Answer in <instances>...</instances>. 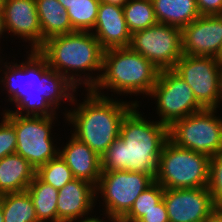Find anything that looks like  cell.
I'll return each mask as SVG.
<instances>
[{"mask_svg": "<svg viewBox=\"0 0 222 222\" xmlns=\"http://www.w3.org/2000/svg\"><path fill=\"white\" fill-rule=\"evenodd\" d=\"M59 156L66 162L74 178L97 185L101 176V157L72 134L64 147L59 148Z\"/></svg>", "mask_w": 222, "mask_h": 222, "instance_id": "cell-18", "label": "cell"}, {"mask_svg": "<svg viewBox=\"0 0 222 222\" xmlns=\"http://www.w3.org/2000/svg\"><path fill=\"white\" fill-rule=\"evenodd\" d=\"M0 207L4 222H39L27 191L3 194Z\"/></svg>", "mask_w": 222, "mask_h": 222, "instance_id": "cell-23", "label": "cell"}, {"mask_svg": "<svg viewBox=\"0 0 222 222\" xmlns=\"http://www.w3.org/2000/svg\"><path fill=\"white\" fill-rule=\"evenodd\" d=\"M216 108L203 109L173 123L168 138L175 145L209 157L222 152V117Z\"/></svg>", "mask_w": 222, "mask_h": 222, "instance_id": "cell-9", "label": "cell"}, {"mask_svg": "<svg viewBox=\"0 0 222 222\" xmlns=\"http://www.w3.org/2000/svg\"><path fill=\"white\" fill-rule=\"evenodd\" d=\"M35 175L42 182L51 185L57 190L62 189L68 182L75 179L72 171L59 155L38 167Z\"/></svg>", "mask_w": 222, "mask_h": 222, "instance_id": "cell-26", "label": "cell"}, {"mask_svg": "<svg viewBox=\"0 0 222 222\" xmlns=\"http://www.w3.org/2000/svg\"><path fill=\"white\" fill-rule=\"evenodd\" d=\"M169 222H205L215 209L207 187L164 189Z\"/></svg>", "mask_w": 222, "mask_h": 222, "instance_id": "cell-13", "label": "cell"}, {"mask_svg": "<svg viewBox=\"0 0 222 222\" xmlns=\"http://www.w3.org/2000/svg\"><path fill=\"white\" fill-rule=\"evenodd\" d=\"M210 157L179 147L169 139L159 157L155 181L164 189L207 187Z\"/></svg>", "mask_w": 222, "mask_h": 222, "instance_id": "cell-6", "label": "cell"}, {"mask_svg": "<svg viewBox=\"0 0 222 222\" xmlns=\"http://www.w3.org/2000/svg\"><path fill=\"white\" fill-rule=\"evenodd\" d=\"M2 197H3V194L0 193V205H1Z\"/></svg>", "mask_w": 222, "mask_h": 222, "instance_id": "cell-42", "label": "cell"}, {"mask_svg": "<svg viewBox=\"0 0 222 222\" xmlns=\"http://www.w3.org/2000/svg\"><path fill=\"white\" fill-rule=\"evenodd\" d=\"M86 92L82 103H76L78 99L74 96L71 105L77 107H71V110L67 109L65 113H61L64 114L66 122L73 125V130L70 131L73 133L70 134L101 157L119 137L125 115L135 105L140 104L137 100L127 102L110 98L107 93L104 94L106 91L102 95H98L92 90H86Z\"/></svg>", "mask_w": 222, "mask_h": 222, "instance_id": "cell-3", "label": "cell"}, {"mask_svg": "<svg viewBox=\"0 0 222 222\" xmlns=\"http://www.w3.org/2000/svg\"><path fill=\"white\" fill-rule=\"evenodd\" d=\"M205 222H222V208H215Z\"/></svg>", "mask_w": 222, "mask_h": 222, "instance_id": "cell-32", "label": "cell"}, {"mask_svg": "<svg viewBox=\"0 0 222 222\" xmlns=\"http://www.w3.org/2000/svg\"><path fill=\"white\" fill-rule=\"evenodd\" d=\"M119 222H139V221H133V220H120Z\"/></svg>", "mask_w": 222, "mask_h": 222, "instance_id": "cell-41", "label": "cell"}, {"mask_svg": "<svg viewBox=\"0 0 222 222\" xmlns=\"http://www.w3.org/2000/svg\"><path fill=\"white\" fill-rule=\"evenodd\" d=\"M123 14L131 34L158 23L151 0H129L123 6Z\"/></svg>", "mask_w": 222, "mask_h": 222, "instance_id": "cell-24", "label": "cell"}, {"mask_svg": "<svg viewBox=\"0 0 222 222\" xmlns=\"http://www.w3.org/2000/svg\"><path fill=\"white\" fill-rule=\"evenodd\" d=\"M2 11L6 32L21 37L31 51H37L42 46V30L36 0H4Z\"/></svg>", "mask_w": 222, "mask_h": 222, "instance_id": "cell-15", "label": "cell"}, {"mask_svg": "<svg viewBox=\"0 0 222 222\" xmlns=\"http://www.w3.org/2000/svg\"><path fill=\"white\" fill-rule=\"evenodd\" d=\"M74 0H58V2L67 10Z\"/></svg>", "mask_w": 222, "mask_h": 222, "instance_id": "cell-36", "label": "cell"}, {"mask_svg": "<svg viewBox=\"0 0 222 222\" xmlns=\"http://www.w3.org/2000/svg\"><path fill=\"white\" fill-rule=\"evenodd\" d=\"M207 188L215 208H222V152L210 157Z\"/></svg>", "mask_w": 222, "mask_h": 222, "instance_id": "cell-28", "label": "cell"}, {"mask_svg": "<svg viewBox=\"0 0 222 222\" xmlns=\"http://www.w3.org/2000/svg\"><path fill=\"white\" fill-rule=\"evenodd\" d=\"M32 201L39 222H57L59 190L42 182L36 175L26 190Z\"/></svg>", "mask_w": 222, "mask_h": 222, "instance_id": "cell-22", "label": "cell"}, {"mask_svg": "<svg viewBox=\"0 0 222 222\" xmlns=\"http://www.w3.org/2000/svg\"><path fill=\"white\" fill-rule=\"evenodd\" d=\"M196 4L202 16L222 15V0H196Z\"/></svg>", "mask_w": 222, "mask_h": 222, "instance_id": "cell-30", "label": "cell"}, {"mask_svg": "<svg viewBox=\"0 0 222 222\" xmlns=\"http://www.w3.org/2000/svg\"><path fill=\"white\" fill-rule=\"evenodd\" d=\"M221 49L222 15H201L182 29L183 54L217 58Z\"/></svg>", "mask_w": 222, "mask_h": 222, "instance_id": "cell-14", "label": "cell"}, {"mask_svg": "<svg viewBox=\"0 0 222 222\" xmlns=\"http://www.w3.org/2000/svg\"><path fill=\"white\" fill-rule=\"evenodd\" d=\"M100 0H74L67 9L75 31H92L97 19Z\"/></svg>", "mask_w": 222, "mask_h": 222, "instance_id": "cell-25", "label": "cell"}, {"mask_svg": "<svg viewBox=\"0 0 222 222\" xmlns=\"http://www.w3.org/2000/svg\"><path fill=\"white\" fill-rule=\"evenodd\" d=\"M96 204L98 203H96L95 185L75 178L59 190L57 222H82L91 220L96 217V214L95 216L91 215L92 211L94 212L93 209Z\"/></svg>", "mask_w": 222, "mask_h": 222, "instance_id": "cell-16", "label": "cell"}, {"mask_svg": "<svg viewBox=\"0 0 222 222\" xmlns=\"http://www.w3.org/2000/svg\"><path fill=\"white\" fill-rule=\"evenodd\" d=\"M107 221H108V220L105 221V220H103V218L100 219V216H99V217L97 216V217H95V218H93V219H91V220L82 221V222H107ZM110 221H111V222H119V221H117V220H110V219H109V222H110Z\"/></svg>", "mask_w": 222, "mask_h": 222, "instance_id": "cell-35", "label": "cell"}, {"mask_svg": "<svg viewBox=\"0 0 222 222\" xmlns=\"http://www.w3.org/2000/svg\"><path fill=\"white\" fill-rule=\"evenodd\" d=\"M17 135L14 127L2 117L0 123V159L16 151Z\"/></svg>", "mask_w": 222, "mask_h": 222, "instance_id": "cell-29", "label": "cell"}, {"mask_svg": "<svg viewBox=\"0 0 222 222\" xmlns=\"http://www.w3.org/2000/svg\"><path fill=\"white\" fill-rule=\"evenodd\" d=\"M159 73L154 64L130 47L108 49L103 52L102 73L92 91L102 95L108 89L114 95L149 97Z\"/></svg>", "mask_w": 222, "mask_h": 222, "instance_id": "cell-5", "label": "cell"}, {"mask_svg": "<svg viewBox=\"0 0 222 222\" xmlns=\"http://www.w3.org/2000/svg\"><path fill=\"white\" fill-rule=\"evenodd\" d=\"M4 5V0H0V11H2Z\"/></svg>", "mask_w": 222, "mask_h": 222, "instance_id": "cell-40", "label": "cell"}, {"mask_svg": "<svg viewBox=\"0 0 222 222\" xmlns=\"http://www.w3.org/2000/svg\"><path fill=\"white\" fill-rule=\"evenodd\" d=\"M173 70L187 82L196 100L205 109L221 106L220 61L217 58L183 54Z\"/></svg>", "mask_w": 222, "mask_h": 222, "instance_id": "cell-12", "label": "cell"}, {"mask_svg": "<svg viewBox=\"0 0 222 222\" xmlns=\"http://www.w3.org/2000/svg\"><path fill=\"white\" fill-rule=\"evenodd\" d=\"M164 188L154 181L134 201L129 212L121 220L139 221L148 211L156 208L163 200Z\"/></svg>", "mask_w": 222, "mask_h": 222, "instance_id": "cell-27", "label": "cell"}, {"mask_svg": "<svg viewBox=\"0 0 222 222\" xmlns=\"http://www.w3.org/2000/svg\"><path fill=\"white\" fill-rule=\"evenodd\" d=\"M159 70L173 69L183 55L182 29L157 23L131 35L129 46Z\"/></svg>", "mask_w": 222, "mask_h": 222, "instance_id": "cell-11", "label": "cell"}, {"mask_svg": "<svg viewBox=\"0 0 222 222\" xmlns=\"http://www.w3.org/2000/svg\"><path fill=\"white\" fill-rule=\"evenodd\" d=\"M1 113L16 131L15 153L25 158L35 170L59 155L58 144H54L51 133L57 115L20 116L10 111Z\"/></svg>", "mask_w": 222, "mask_h": 222, "instance_id": "cell-7", "label": "cell"}, {"mask_svg": "<svg viewBox=\"0 0 222 222\" xmlns=\"http://www.w3.org/2000/svg\"><path fill=\"white\" fill-rule=\"evenodd\" d=\"M217 59L220 61V63H222V49H221L220 54L217 57Z\"/></svg>", "mask_w": 222, "mask_h": 222, "instance_id": "cell-39", "label": "cell"}, {"mask_svg": "<svg viewBox=\"0 0 222 222\" xmlns=\"http://www.w3.org/2000/svg\"><path fill=\"white\" fill-rule=\"evenodd\" d=\"M36 174L34 167L17 153L0 159V193H18L27 190Z\"/></svg>", "mask_w": 222, "mask_h": 222, "instance_id": "cell-19", "label": "cell"}, {"mask_svg": "<svg viewBox=\"0 0 222 222\" xmlns=\"http://www.w3.org/2000/svg\"><path fill=\"white\" fill-rule=\"evenodd\" d=\"M31 52V53H30ZM27 51L25 62H4L0 84L15 104L10 111L20 116H55L61 102H73L76 87L62 74L50 68L37 51ZM64 100V101H63ZM57 113V114H56Z\"/></svg>", "mask_w": 222, "mask_h": 222, "instance_id": "cell-1", "label": "cell"}, {"mask_svg": "<svg viewBox=\"0 0 222 222\" xmlns=\"http://www.w3.org/2000/svg\"><path fill=\"white\" fill-rule=\"evenodd\" d=\"M91 33L97 38L103 50L127 48L131 43L123 14V7L100 2L97 19Z\"/></svg>", "mask_w": 222, "mask_h": 222, "instance_id": "cell-17", "label": "cell"}, {"mask_svg": "<svg viewBox=\"0 0 222 222\" xmlns=\"http://www.w3.org/2000/svg\"><path fill=\"white\" fill-rule=\"evenodd\" d=\"M6 33L3 11H0V38Z\"/></svg>", "mask_w": 222, "mask_h": 222, "instance_id": "cell-34", "label": "cell"}, {"mask_svg": "<svg viewBox=\"0 0 222 222\" xmlns=\"http://www.w3.org/2000/svg\"><path fill=\"white\" fill-rule=\"evenodd\" d=\"M37 52L50 68L62 74L76 88L83 85L86 90H92L99 81L104 50L90 31L51 37Z\"/></svg>", "mask_w": 222, "mask_h": 222, "instance_id": "cell-4", "label": "cell"}, {"mask_svg": "<svg viewBox=\"0 0 222 222\" xmlns=\"http://www.w3.org/2000/svg\"><path fill=\"white\" fill-rule=\"evenodd\" d=\"M158 23L183 29L200 15L196 0H151Z\"/></svg>", "mask_w": 222, "mask_h": 222, "instance_id": "cell-20", "label": "cell"}, {"mask_svg": "<svg viewBox=\"0 0 222 222\" xmlns=\"http://www.w3.org/2000/svg\"><path fill=\"white\" fill-rule=\"evenodd\" d=\"M139 222H169L167 208L162 200L156 208L146 212Z\"/></svg>", "mask_w": 222, "mask_h": 222, "instance_id": "cell-31", "label": "cell"}, {"mask_svg": "<svg viewBox=\"0 0 222 222\" xmlns=\"http://www.w3.org/2000/svg\"><path fill=\"white\" fill-rule=\"evenodd\" d=\"M0 222H4V215H3L1 207H0Z\"/></svg>", "mask_w": 222, "mask_h": 222, "instance_id": "cell-38", "label": "cell"}, {"mask_svg": "<svg viewBox=\"0 0 222 222\" xmlns=\"http://www.w3.org/2000/svg\"><path fill=\"white\" fill-rule=\"evenodd\" d=\"M36 7L42 30V45L51 37L75 32L67 10L58 0H36Z\"/></svg>", "mask_w": 222, "mask_h": 222, "instance_id": "cell-21", "label": "cell"}, {"mask_svg": "<svg viewBox=\"0 0 222 222\" xmlns=\"http://www.w3.org/2000/svg\"><path fill=\"white\" fill-rule=\"evenodd\" d=\"M103 3H109L123 7L129 0H100Z\"/></svg>", "mask_w": 222, "mask_h": 222, "instance_id": "cell-33", "label": "cell"}, {"mask_svg": "<svg viewBox=\"0 0 222 222\" xmlns=\"http://www.w3.org/2000/svg\"><path fill=\"white\" fill-rule=\"evenodd\" d=\"M154 181L152 175L142 172L126 170L102 172L95 186L96 202L101 197L105 206L102 209L103 214L100 215L108 220L120 221L129 212L136 198Z\"/></svg>", "mask_w": 222, "mask_h": 222, "instance_id": "cell-8", "label": "cell"}, {"mask_svg": "<svg viewBox=\"0 0 222 222\" xmlns=\"http://www.w3.org/2000/svg\"><path fill=\"white\" fill-rule=\"evenodd\" d=\"M150 98L156 101L158 122L168 128L176 121L205 109L195 98L191 87L173 69L160 70Z\"/></svg>", "mask_w": 222, "mask_h": 222, "instance_id": "cell-10", "label": "cell"}, {"mask_svg": "<svg viewBox=\"0 0 222 222\" xmlns=\"http://www.w3.org/2000/svg\"><path fill=\"white\" fill-rule=\"evenodd\" d=\"M219 83H220V97H221V101H222V63H220Z\"/></svg>", "mask_w": 222, "mask_h": 222, "instance_id": "cell-37", "label": "cell"}, {"mask_svg": "<svg viewBox=\"0 0 222 222\" xmlns=\"http://www.w3.org/2000/svg\"><path fill=\"white\" fill-rule=\"evenodd\" d=\"M135 105L124 117L119 137L101 155V171L126 170L156 177L168 127L146 119Z\"/></svg>", "mask_w": 222, "mask_h": 222, "instance_id": "cell-2", "label": "cell"}]
</instances>
